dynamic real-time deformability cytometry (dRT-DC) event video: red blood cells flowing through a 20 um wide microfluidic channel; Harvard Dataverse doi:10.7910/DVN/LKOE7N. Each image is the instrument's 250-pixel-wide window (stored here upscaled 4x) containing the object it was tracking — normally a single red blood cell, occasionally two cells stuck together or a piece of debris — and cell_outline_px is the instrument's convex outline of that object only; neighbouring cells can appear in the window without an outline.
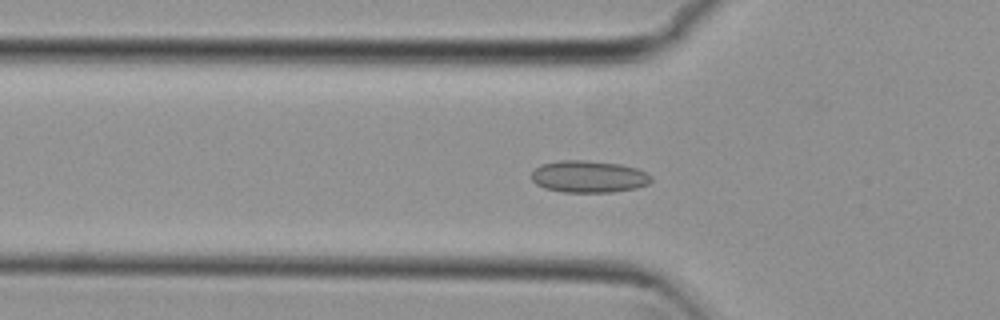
{"species": "common noctule bat (a hibernating species)", "species_latin": "Nyctalus noctula", "temperature_condition": "cold", "stored_images_in_passage": 47, "camera_frame_rate_fps": 3000, "um_per_image_px": 0.085, "animal": {"sex": "female", "body_mass_g": 29.2, "forearm_length_mm": 56.3}, "frame": {"image": 1, "passage_image": 11, "time_ms": 3.333, "image_size_px": [1000, 320], "cell_outline_px": [[652, 180], [648, 184], [636, 188], [612, 192], [564, 192], [544, 188], [536, 184], [532, 180], [532, 172], [540, 164], [560, 160], [584, 160], [620, 164], [636, 168], [648, 172], [652, 176]], "centroid_in_image_um": [50.05, 15.01], "position_along_channel_um": 75.7, "area_um2": 22.43}}
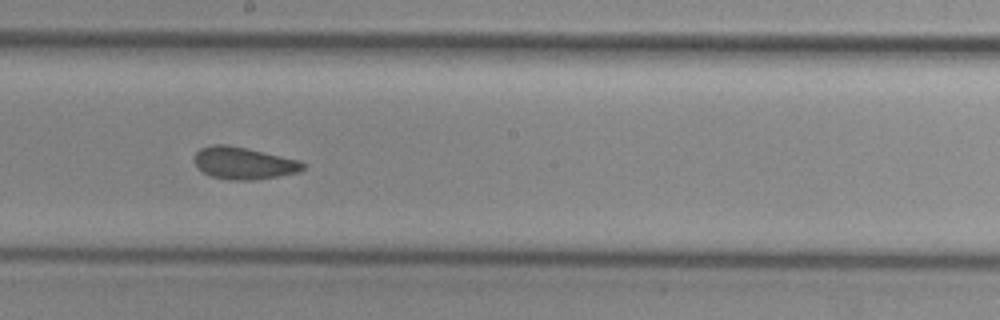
{"frame": {"image": 2, "passage_image": 23, "time_ms": 7.333, "image_size_px": [1000, 320], "cell_outline_px": [[304, 168], [300, 172], [252, 180], [228, 180], [212, 176], [204, 172], [192, 160], [196, 152], [200, 148], [212, 144], [228, 144], [300, 160], [304, 164]], "centroid_in_image_um": [20.69, 13.85], "position_along_channel_um": 227.5, "area_um2": 20.29}}
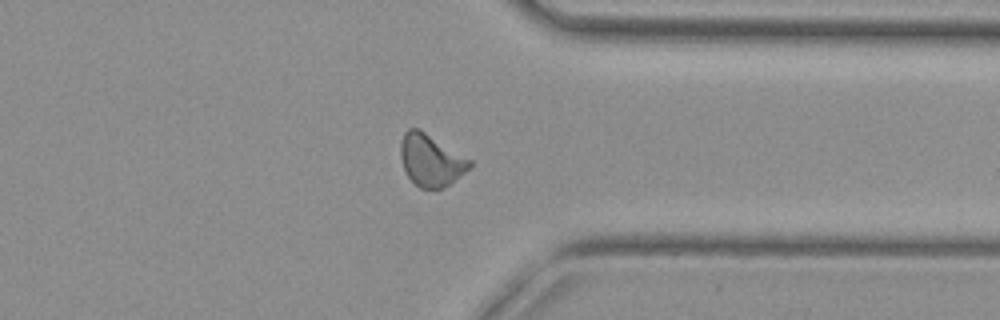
{"frame": {"image": 3, "passage_image": 35, "time_ms": 11.333, "image_size_px": [1000, 320], "cell_outline_px": [[472, 164], [464, 172], [444, 188], [420, 188], [404, 172], [400, 156], [400, 144], [404, 132], [408, 128], [420, 128], [472, 160]], "centroid_in_image_um": [36.6, 13.59], "position_along_channel_um": 374.8, "area_um2": 20.92}, "authors_computed_cell_mechanics": {"area_um2": 20.3456, "velocity_mm_per_s": 3.7826, "shape_relaxation_time_tau1_ms": null, "shape_relaxation_time_tau2_ms": 1.8672, "deformation_change_tau1": null, "deformation_change_tau2": 0.0728}}